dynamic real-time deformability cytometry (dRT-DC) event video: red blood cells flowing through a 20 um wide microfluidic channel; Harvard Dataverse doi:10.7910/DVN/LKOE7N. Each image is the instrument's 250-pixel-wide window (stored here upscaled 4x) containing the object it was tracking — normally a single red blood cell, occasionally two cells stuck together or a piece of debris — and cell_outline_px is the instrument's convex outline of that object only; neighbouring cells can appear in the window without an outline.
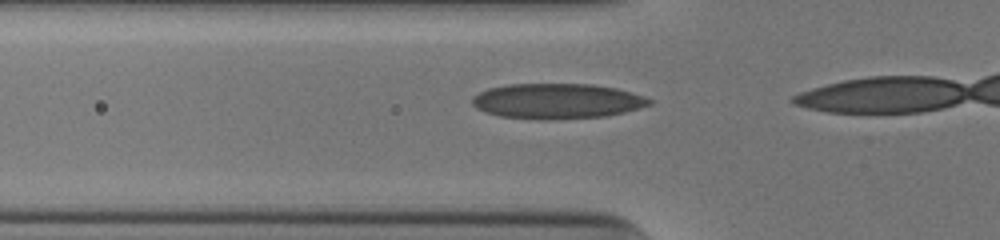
{"species": "human", "species_latin": "Homo sapiens", "temperature_condition": "cold", "stored_images_in_passage": 18, "camera_frame_rate_fps": 3000, "um_per_image_px": 0.085, "donor": {"sex": "male"}, "frame": {"image": 1, "passage_image": 13, "time_ms": 4.0, "image_size_px": [1000, 240], "cell_outline_px": [[652, 104], [640, 108], [608, 116], [548, 120], [540, 120], [500, 116], [484, 112], [476, 108], [472, 104], [472, 96], [488, 88], [508, 84], [592, 84], [616, 88], [652, 100]], "centroid_in_image_um": [47.3, 8.6], "position_along_channel_um": 78.5, "area_um2": 36.47}}
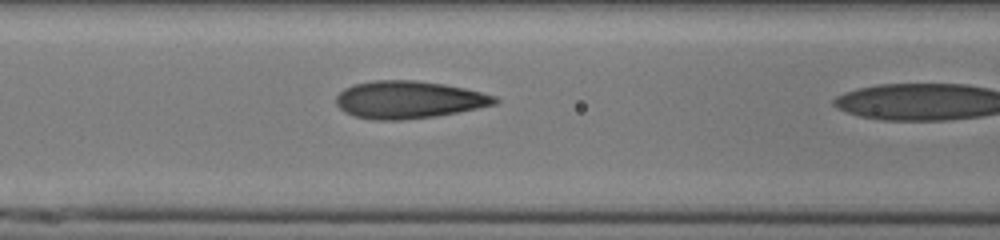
{"frame": {"image": 2, "passage_image": 17, "time_ms": 5.333, "image_size_px": [1000, 240], "cell_outline_px": [[500, 100], [496, 104], [436, 116], [400, 120], [372, 120], [356, 116], [344, 112], [336, 104], [336, 96], [344, 88], [352, 84], [376, 80], [416, 80], [444, 84], [464, 88], [496, 96]], "centroid_in_image_um": [34.71, 8.47], "position_along_channel_um": 131.9, "area_um2": 34.62}}